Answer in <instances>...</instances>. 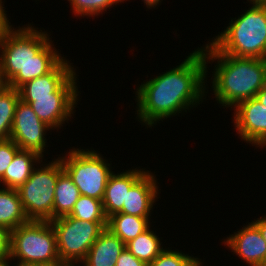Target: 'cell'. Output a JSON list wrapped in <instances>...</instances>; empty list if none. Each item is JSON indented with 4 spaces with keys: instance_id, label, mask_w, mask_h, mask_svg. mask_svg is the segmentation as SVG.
<instances>
[{
    "instance_id": "1",
    "label": "cell",
    "mask_w": 266,
    "mask_h": 266,
    "mask_svg": "<svg viewBox=\"0 0 266 266\" xmlns=\"http://www.w3.org/2000/svg\"><path fill=\"white\" fill-rule=\"evenodd\" d=\"M198 49L180 65L136 89L137 117L149 128L162 119L200 104L207 93L204 83L208 67L202 49Z\"/></svg>"
},
{
    "instance_id": "2",
    "label": "cell",
    "mask_w": 266,
    "mask_h": 266,
    "mask_svg": "<svg viewBox=\"0 0 266 266\" xmlns=\"http://www.w3.org/2000/svg\"><path fill=\"white\" fill-rule=\"evenodd\" d=\"M46 31L31 25L11 29L0 41V61L8 86L24 83L49 73L62 59Z\"/></svg>"
},
{
    "instance_id": "3",
    "label": "cell",
    "mask_w": 266,
    "mask_h": 266,
    "mask_svg": "<svg viewBox=\"0 0 266 266\" xmlns=\"http://www.w3.org/2000/svg\"><path fill=\"white\" fill-rule=\"evenodd\" d=\"M208 44L201 49L206 64L209 59L217 60L214 78H211L217 103L234 109L239 102L255 98L266 85V59L221 54Z\"/></svg>"
},
{
    "instance_id": "4",
    "label": "cell",
    "mask_w": 266,
    "mask_h": 266,
    "mask_svg": "<svg viewBox=\"0 0 266 266\" xmlns=\"http://www.w3.org/2000/svg\"><path fill=\"white\" fill-rule=\"evenodd\" d=\"M210 44L221 54L266 59V3H252Z\"/></svg>"
},
{
    "instance_id": "5",
    "label": "cell",
    "mask_w": 266,
    "mask_h": 266,
    "mask_svg": "<svg viewBox=\"0 0 266 266\" xmlns=\"http://www.w3.org/2000/svg\"><path fill=\"white\" fill-rule=\"evenodd\" d=\"M12 259H19L16 266L61 263L51 222L29 220L10 231L8 260Z\"/></svg>"
},
{
    "instance_id": "6",
    "label": "cell",
    "mask_w": 266,
    "mask_h": 266,
    "mask_svg": "<svg viewBox=\"0 0 266 266\" xmlns=\"http://www.w3.org/2000/svg\"><path fill=\"white\" fill-rule=\"evenodd\" d=\"M45 165L34 168L29 179L17 189L23 210L29 220H53L56 183L64 169L59 157Z\"/></svg>"
},
{
    "instance_id": "7",
    "label": "cell",
    "mask_w": 266,
    "mask_h": 266,
    "mask_svg": "<svg viewBox=\"0 0 266 266\" xmlns=\"http://www.w3.org/2000/svg\"><path fill=\"white\" fill-rule=\"evenodd\" d=\"M50 222L55 230L60 261L66 266L81 263L90 247L107 227V222L82 221L71 216L60 217Z\"/></svg>"
},
{
    "instance_id": "8",
    "label": "cell",
    "mask_w": 266,
    "mask_h": 266,
    "mask_svg": "<svg viewBox=\"0 0 266 266\" xmlns=\"http://www.w3.org/2000/svg\"><path fill=\"white\" fill-rule=\"evenodd\" d=\"M68 154L59 158L80 195L102 200L108 179L113 173L110 164L95 150L73 148Z\"/></svg>"
},
{
    "instance_id": "9",
    "label": "cell",
    "mask_w": 266,
    "mask_h": 266,
    "mask_svg": "<svg viewBox=\"0 0 266 266\" xmlns=\"http://www.w3.org/2000/svg\"><path fill=\"white\" fill-rule=\"evenodd\" d=\"M76 72L56 91L53 96L20 97L29 104L38 118L51 129L61 128L72 117L79 96Z\"/></svg>"
},
{
    "instance_id": "10",
    "label": "cell",
    "mask_w": 266,
    "mask_h": 266,
    "mask_svg": "<svg viewBox=\"0 0 266 266\" xmlns=\"http://www.w3.org/2000/svg\"><path fill=\"white\" fill-rule=\"evenodd\" d=\"M50 127L42 122L29 104L17 103L10 138L21 150L37 153L43 158L46 131Z\"/></svg>"
},
{
    "instance_id": "11",
    "label": "cell",
    "mask_w": 266,
    "mask_h": 266,
    "mask_svg": "<svg viewBox=\"0 0 266 266\" xmlns=\"http://www.w3.org/2000/svg\"><path fill=\"white\" fill-rule=\"evenodd\" d=\"M234 123L237 134L256 147L266 146V107L256 98L239 102L235 107Z\"/></svg>"
},
{
    "instance_id": "12",
    "label": "cell",
    "mask_w": 266,
    "mask_h": 266,
    "mask_svg": "<svg viewBox=\"0 0 266 266\" xmlns=\"http://www.w3.org/2000/svg\"><path fill=\"white\" fill-rule=\"evenodd\" d=\"M224 240L238 257L250 266H266V242L259 229L251 222Z\"/></svg>"
},
{
    "instance_id": "13",
    "label": "cell",
    "mask_w": 266,
    "mask_h": 266,
    "mask_svg": "<svg viewBox=\"0 0 266 266\" xmlns=\"http://www.w3.org/2000/svg\"><path fill=\"white\" fill-rule=\"evenodd\" d=\"M153 173L147 171L129 190L126 204L119 213H125L138 217H150L159 193L158 186ZM158 194V195H157Z\"/></svg>"
},
{
    "instance_id": "14",
    "label": "cell",
    "mask_w": 266,
    "mask_h": 266,
    "mask_svg": "<svg viewBox=\"0 0 266 266\" xmlns=\"http://www.w3.org/2000/svg\"><path fill=\"white\" fill-rule=\"evenodd\" d=\"M136 169L110 175L102 198L103 209L107 218L122 210L123 204H126L127 193L130 188L147 172L144 169Z\"/></svg>"
},
{
    "instance_id": "15",
    "label": "cell",
    "mask_w": 266,
    "mask_h": 266,
    "mask_svg": "<svg viewBox=\"0 0 266 266\" xmlns=\"http://www.w3.org/2000/svg\"><path fill=\"white\" fill-rule=\"evenodd\" d=\"M62 59L49 73L30 80L18 88L20 97L53 96L74 73L71 63Z\"/></svg>"
},
{
    "instance_id": "16",
    "label": "cell",
    "mask_w": 266,
    "mask_h": 266,
    "mask_svg": "<svg viewBox=\"0 0 266 266\" xmlns=\"http://www.w3.org/2000/svg\"><path fill=\"white\" fill-rule=\"evenodd\" d=\"M125 249L126 244L106 228L90 247L82 264L84 266H115L117 259Z\"/></svg>"
},
{
    "instance_id": "17",
    "label": "cell",
    "mask_w": 266,
    "mask_h": 266,
    "mask_svg": "<svg viewBox=\"0 0 266 266\" xmlns=\"http://www.w3.org/2000/svg\"><path fill=\"white\" fill-rule=\"evenodd\" d=\"M42 157L37 153L27 150H19L11 164L5 171L4 176L0 182L5 188L18 189L22 186L31 176L35 163H41Z\"/></svg>"
},
{
    "instance_id": "18",
    "label": "cell",
    "mask_w": 266,
    "mask_h": 266,
    "mask_svg": "<svg viewBox=\"0 0 266 266\" xmlns=\"http://www.w3.org/2000/svg\"><path fill=\"white\" fill-rule=\"evenodd\" d=\"M149 217L115 213L107 218V229L125 244L150 228Z\"/></svg>"
},
{
    "instance_id": "19",
    "label": "cell",
    "mask_w": 266,
    "mask_h": 266,
    "mask_svg": "<svg viewBox=\"0 0 266 266\" xmlns=\"http://www.w3.org/2000/svg\"><path fill=\"white\" fill-rule=\"evenodd\" d=\"M29 221L16 189H0V226L12 231Z\"/></svg>"
},
{
    "instance_id": "20",
    "label": "cell",
    "mask_w": 266,
    "mask_h": 266,
    "mask_svg": "<svg viewBox=\"0 0 266 266\" xmlns=\"http://www.w3.org/2000/svg\"><path fill=\"white\" fill-rule=\"evenodd\" d=\"M80 193L77 186L73 183L69 175L63 171L56 183L54 206H53V220L69 216L74 208L75 203L79 199Z\"/></svg>"
},
{
    "instance_id": "21",
    "label": "cell",
    "mask_w": 266,
    "mask_h": 266,
    "mask_svg": "<svg viewBox=\"0 0 266 266\" xmlns=\"http://www.w3.org/2000/svg\"><path fill=\"white\" fill-rule=\"evenodd\" d=\"M160 238L152 231L147 229L135 239L126 244V249L139 260L144 261L147 265L154 261L164 250L161 246Z\"/></svg>"
},
{
    "instance_id": "22",
    "label": "cell",
    "mask_w": 266,
    "mask_h": 266,
    "mask_svg": "<svg viewBox=\"0 0 266 266\" xmlns=\"http://www.w3.org/2000/svg\"><path fill=\"white\" fill-rule=\"evenodd\" d=\"M19 101L18 89L7 86L0 91V140L10 138L15 109Z\"/></svg>"
},
{
    "instance_id": "23",
    "label": "cell",
    "mask_w": 266,
    "mask_h": 266,
    "mask_svg": "<svg viewBox=\"0 0 266 266\" xmlns=\"http://www.w3.org/2000/svg\"><path fill=\"white\" fill-rule=\"evenodd\" d=\"M73 218L90 222H107L102 200L80 195L70 215Z\"/></svg>"
},
{
    "instance_id": "24",
    "label": "cell",
    "mask_w": 266,
    "mask_h": 266,
    "mask_svg": "<svg viewBox=\"0 0 266 266\" xmlns=\"http://www.w3.org/2000/svg\"><path fill=\"white\" fill-rule=\"evenodd\" d=\"M70 1L71 9L73 13L84 16H94L100 15L102 12L106 11L110 6L123 2V0H68Z\"/></svg>"
},
{
    "instance_id": "25",
    "label": "cell",
    "mask_w": 266,
    "mask_h": 266,
    "mask_svg": "<svg viewBox=\"0 0 266 266\" xmlns=\"http://www.w3.org/2000/svg\"><path fill=\"white\" fill-rule=\"evenodd\" d=\"M201 259L179 251L164 249L148 266H197Z\"/></svg>"
},
{
    "instance_id": "26",
    "label": "cell",
    "mask_w": 266,
    "mask_h": 266,
    "mask_svg": "<svg viewBox=\"0 0 266 266\" xmlns=\"http://www.w3.org/2000/svg\"><path fill=\"white\" fill-rule=\"evenodd\" d=\"M19 150L20 148L13 140H0V179Z\"/></svg>"
},
{
    "instance_id": "27",
    "label": "cell",
    "mask_w": 266,
    "mask_h": 266,
    "mask_svg": "<svg viewBox=\"0 0 266 266\" xmlns=\"http://www.w3.org/2000/svg\"><path fill=\"white\" fill-rule=\"evenodd\" d=\"M10 255V230L0 226V262L7 261Z\"/></svg>"
},
{
    "instance_id": "28",
    "label": "cell",
    "mask_w": 266,
    "mask_h": 266,
    "mask_svg": "<svg viewBox=\"0 0 266 266\" xmlns=\"http://www.w3.org/2000/svg\"><path fill=\"white\" fill-rule=\"evenodd\" d=\"M115 266H148L144 261L134 257L130 251L125 249L117 259Z\"/></svg>"
},
{
    "instance_id": "29",
    "label": "cell",
    "mask_w": 266,
    "mask_h": 266,
    "mask_svg": "<svg viewBox=\"0 0 266 266\" xmlns=\"http://www.w3.org/2000/svg\"><path fill=\"white\" fill-rule=\"evenodd\" d=\"M2 0H0V41L3 37L7 35V33L13 28L10 25L8 17L6 16L5 9H3Z\"/></svg>"
},
{
    "instance_id": "30",
    "label": "cell",
    "mask_w": 266,
    "mask_h": 266,
    "mask_svg": "<svg viewBox=\"0 0 266 266\" xmlns=\"http://www.w3.org/2000/svg\"><path fill=\"white\" fill-rule=\"evenodd\" d=\"M252 223L259 229V232L262 235V238L266 242V217L262 216L259 219L252 221Z\"/></svg>"
},
{
    "instance_id": "31",
    "label": "cell",
    "mask_w": 266,
    "mask_h": 266,
    "mask_svg": "<svg viewBox=\"0 0 266 266\" xmlns=\"http://www.w3.org/2000/svg\"><path fill=\"white\" fill-rule=\"evenodd\" d=\"M255 98L266 107V85L255 95Z\"/></svg>"
},
{
    "instance_id": "32",
    "label": "cell",
    "mask_w": 266,
    "mask_h": 266,
    "mask_svg": "<svg viewBox=\"0 0 266 266\" xmlns=\"http://www.w3.org/2000/svg\"><path fill=\"white\" fill-rule=\"evenodd\" d=\"M7 86H8V82L4 78L1 61H0V91L5 89Z\"/></svg>"
},
{
    "instance_id": "33",
    "label": "cell",
    "mask_w": 266,
    "mask_h": 266,
    "mask_svg": "<svg viewBox=\"0 0 266 266\" xmlns=\"http://www.w3.org/2000/svg\"><path fill=\"white\" fill-rule=\"evenodd\" d=\"M125 0H123V2H124ZM127 1V0H126ZM144 3H145V5L147 6V7H156V5H158L159 3H161V1L160 0H144Z\"/></svg>"
},
{
    "instance_id": "34",
    "label": "cell",
    "mask_w": 266,
    "mask_h": 266,
    "mask_svg": "<svg viewBox=\"0 0 266 266\" xmlns=\"http://www.w3.org/2000/svg\"><path fill=\"white\" fill-rule=\"evenodd\" d=\"M26 266H66L63 263H50V264H30Z\"/></svg>"
},
{
    "instance_id": "35",
    "label": "cell",
    "mask_w": 266,
    "mask_h": 266,
    "mask_svg": "<svg viewBox=\"0 0 266 266\" xmlns=\"http://www.w3.org/2000/svg\"><path fill=\"white\" fill-rule=\"evenodd\" d=\"M250 3H266V0H250Z\"/></svg>"
},
{
    "instance_id": "36",
    "label": "cell",
    "mask_w": 266,
    "mask_h": 266,
    "mask_svg": "<svg viewBox=\"0 0 266 266\" xmlns=\"http://www.w3.org/2000/svg\"><path fill=\"white\" fill-rule=\"evenodd\" d=\"M9 260H7V261H2V262H0V266H10L8 263Z\"/></svg>"
}]
</instances>
